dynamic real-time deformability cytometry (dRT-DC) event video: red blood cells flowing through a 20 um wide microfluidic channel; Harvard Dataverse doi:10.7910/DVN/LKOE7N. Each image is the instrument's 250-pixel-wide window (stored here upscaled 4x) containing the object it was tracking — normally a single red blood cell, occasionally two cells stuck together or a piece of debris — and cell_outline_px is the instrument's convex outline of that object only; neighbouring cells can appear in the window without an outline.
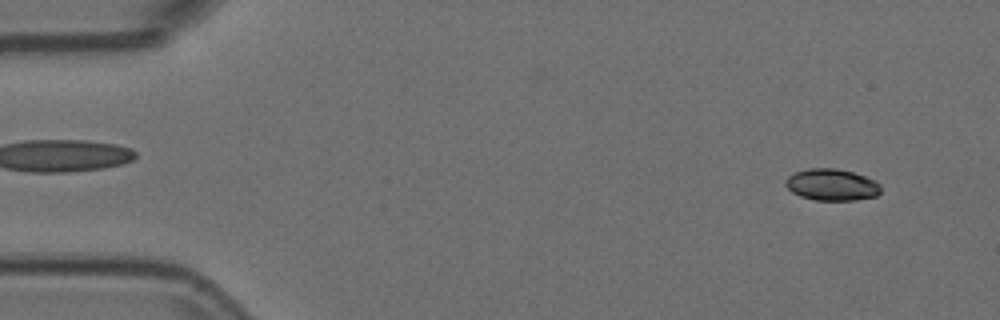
{"species": "Egyptian fruit bat (a non-hibernating species)", "species_latin": "Rousettus aegyptiacus", "temperature_condition": "room temperature", "stored_images_in_passage": 54, "camera_frame_rate_fps": 3000, "um_per_image_px": 0.085, "animal": {"sex": "female"}, "frame": {"image": 1, "passage_image": 4, "time_ms": 1.0, "image_size_px": [1000, 320], "cell_outline_px": [[880, 192], [876, 196], [856, 200], [816, 200], [800, 196], [792, 192], [784, 184], [784, 180], [788, 176], [796, 172], [808, 168], [836, 168], [852, 172], [876, 180], [880, 184]], "centroid_in_image_um": [70.69, 15.7], "position_along_channel_um": 14.3, "area_um2": 17.63}}
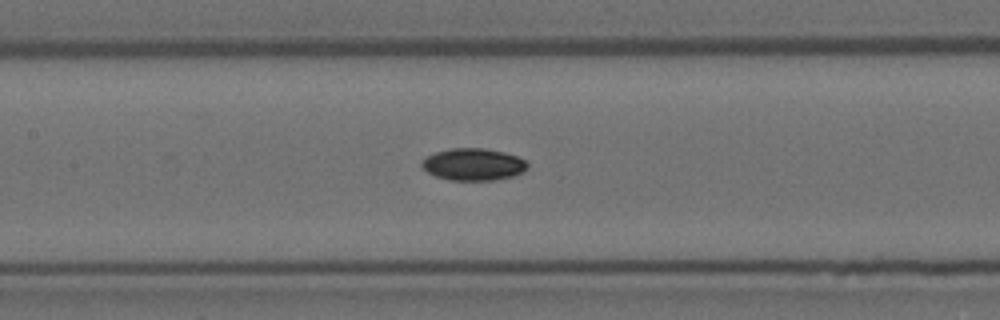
{"frame": {"image": 2, "passage_image": 25, "time_ms": 8.0, "image_size_px": [1000, 320], "cell_outline_px": [[528, 168], [524, 172], [512, 176], [496, 180], [452, 180], [436, 176], [428, 172], [420, 164], [428, 156], [436, 152], [452, 148], [484, 148], [504, 152], [516, 156], [524, 160], [528, 164]], "centroid_in_image_um": [40.27, 13.97], "position_along_channel_um": 167.1, "area_um2": 19.59}}
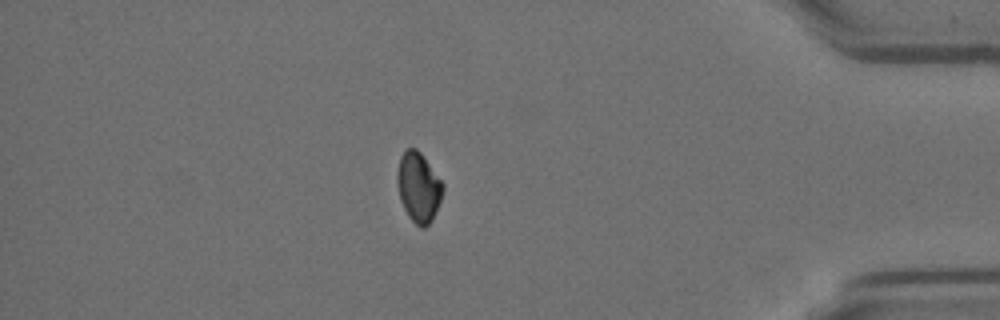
{"frame": {"image": 3, "passage_image": 47, "time_ms": 15.333, "image_size_px": [1000, 320], "cell_outline_px": [[444, 188], [440, 200], [432, 220], [424, 228], [420, 228], [408, 216], [400, 200], [396, 180], [396, 172], [400, 156], [408, 148], [416, 148], [420, 152], [444, 184]], "centroid_in_image_um": [35.55, 15.91], "position_along_channel_um": 399.6, "area_um2": 18.5}, "authors_computed_cell_mechanics": {"area_um2": 18.8428, "velocity_mm_per_s": 3.7177, "shape_relaxation_time_tau1_ms": 3.3903, "shape_relaxation_time_tau2_ms": null, "deformation_change_tau1": 0.1139, "deformation_change_tau2": null}}